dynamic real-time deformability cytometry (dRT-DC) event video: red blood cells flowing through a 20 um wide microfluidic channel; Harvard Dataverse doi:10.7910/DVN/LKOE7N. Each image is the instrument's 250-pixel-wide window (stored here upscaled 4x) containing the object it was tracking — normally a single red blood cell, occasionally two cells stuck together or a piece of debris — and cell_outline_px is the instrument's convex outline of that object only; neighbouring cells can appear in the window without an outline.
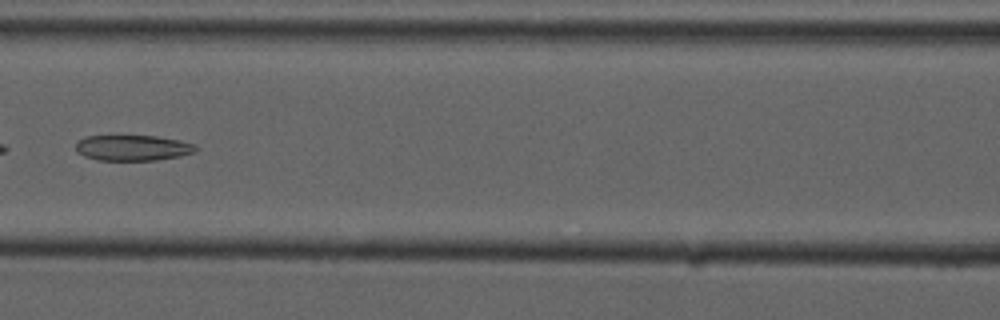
{"species": "common noctule bat (a hibernating species)", "species_latin": "Nyctalus noctula", "temperature_condition": "cold", "stored_images_in_passage": 7, "camera_frame_rate_fps": 3000, "um_per_image_px": 0.085, "animal": {"sex": "male", "forearm_length_mm": 52.5}, "frame": {"image": 1, "passage_image": 7, "time_ms": 7.0, "image_size_px": [1000, 320], "cell_outline_px": [[200, 148], [196, 152], [180, 156], [156, 160], [96, 160], [84, 156], [76, 152], [76, 144], [84, 136], [156, 136], [196, 144]], "centroid_in_image_um": [11.3, 12.57], "position_along_channel_um": 155.3, "area_um2": 17.98}}